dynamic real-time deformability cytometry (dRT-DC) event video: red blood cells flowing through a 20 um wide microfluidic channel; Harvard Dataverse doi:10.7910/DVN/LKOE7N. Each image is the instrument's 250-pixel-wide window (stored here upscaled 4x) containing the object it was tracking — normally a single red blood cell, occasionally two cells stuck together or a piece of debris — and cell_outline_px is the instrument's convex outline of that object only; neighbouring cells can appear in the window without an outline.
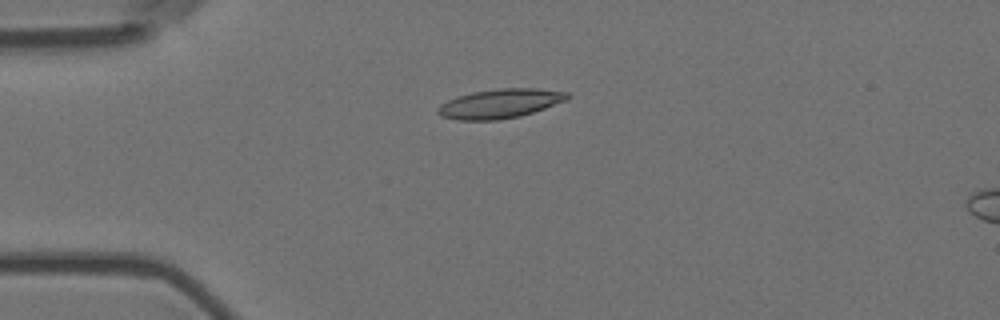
{"species": "Egyptian fruit bat (a non-hibernating species)", "species_latin": "Rousettus aegyptiacus", "temperature_condition": "room temperature", "stored_images_in_passage": 7, "camera_frame_rate_fps": 3000, "um_per_image_px": 0.085, "animal": {"sex": "female"}, "frame": {"image": 1, "passage_image": 4, "time_ms": 1.0, "image_size_px": [1000, 320], "cell_outline_px": [[572, 96], [568, 100], [520, 116], [500, 120], [456, 120], [440, 116], [436, 112], [436, 108], [440, 104], [456, 96], [472, 92], [496, 88], [536, 88], [568, 92]], "centroid_in_image_um": [42.48, 8.8], "position_along_channel_um": 42.5, "area_um2": 22.37}}
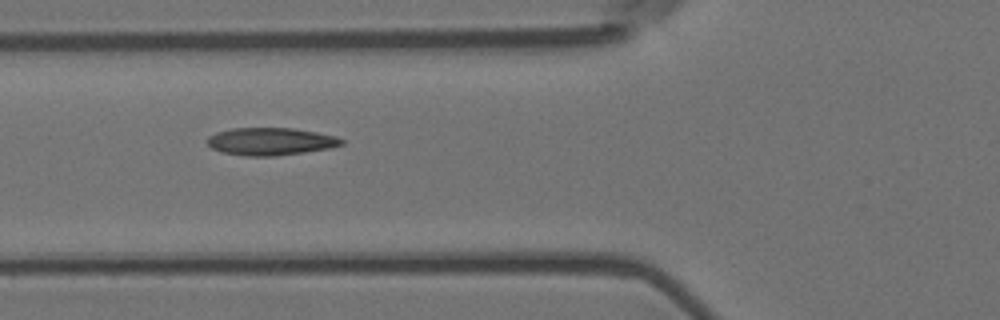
{"frame": {"image": 2, "passage_image": 6, "time_ms": 1.667, "image_size_px": [1000, 320], "cell_outline_px": [[344, 144], [332, 148], [276, 156], [248, 156], [220, 152], [212, 148], [204, 140], [208, 136], [216, 132], [232, 128], [292, 128], [316, 132], [336, 136], [344, 140]], "centroid_in_image_um": [22.99, 12.02], "position_along_channel_um": 102.8, "area_um2": 21.73}}
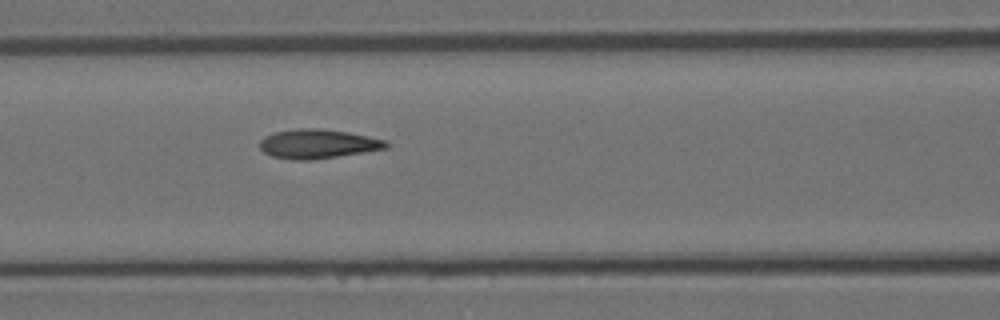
{"frame": {"image": 3, "passage_image": 7, "time_ms": 2.0, "image_size_px": [1000, 320], "cell_outline_px": [[388, 148], [364, 152], [312, 160], [292, 160], [272, 156], [264, 152], [260, 148], [260, 140], [264, 136], [276, 132], [300, 128], [320, 128], [348, 132], [368, 136], [384, 140], [388, 144]], "centroid_in_image_um": [27.0, 12.23], "position_along_channel_um": 139.6, "area_um2": 21.44}}